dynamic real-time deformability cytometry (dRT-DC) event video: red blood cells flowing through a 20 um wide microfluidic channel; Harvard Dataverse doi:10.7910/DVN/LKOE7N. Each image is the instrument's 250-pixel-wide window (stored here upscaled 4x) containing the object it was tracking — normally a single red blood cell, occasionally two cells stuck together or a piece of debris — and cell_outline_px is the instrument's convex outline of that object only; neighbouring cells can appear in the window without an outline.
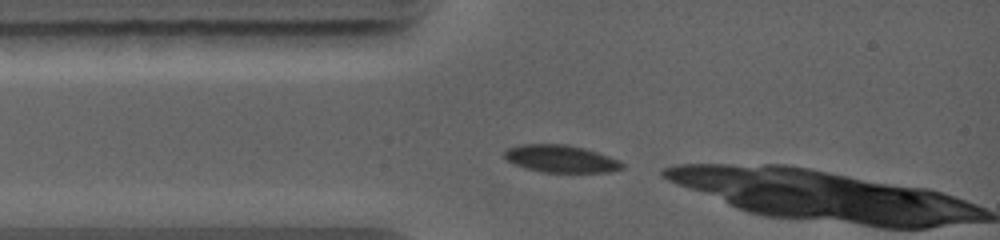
{"species": "common noctule bat (a hibernating species)", "species_latin": "Nyctalus noctula", "temperature_condition": "warm", "stored_images_in_passage": 3, "camera_frame_rate_fps": 5000, "um_per_image_px": 0.085, "animal": {"sex": "female", "body_mass_g": 19.0, "forearm_length_mm": 56.7}, "frame": {"image": 1, "passage_image": 1, "time_ms": 0.0, "image_size_px": [1000, 240], "cell_outline_px": [[624, 168], [608, 172], [544, 172], [524, 168], [508, 160], [504, 156], [504, 152], [508, 148], [520, 144], [568, 144], [584, 148], [608, 156], [624, 164]], "centroid_in_image_um": [47.65, 13.49], "position_along_channel_um": 37.3, "area_um2": 18.61}}